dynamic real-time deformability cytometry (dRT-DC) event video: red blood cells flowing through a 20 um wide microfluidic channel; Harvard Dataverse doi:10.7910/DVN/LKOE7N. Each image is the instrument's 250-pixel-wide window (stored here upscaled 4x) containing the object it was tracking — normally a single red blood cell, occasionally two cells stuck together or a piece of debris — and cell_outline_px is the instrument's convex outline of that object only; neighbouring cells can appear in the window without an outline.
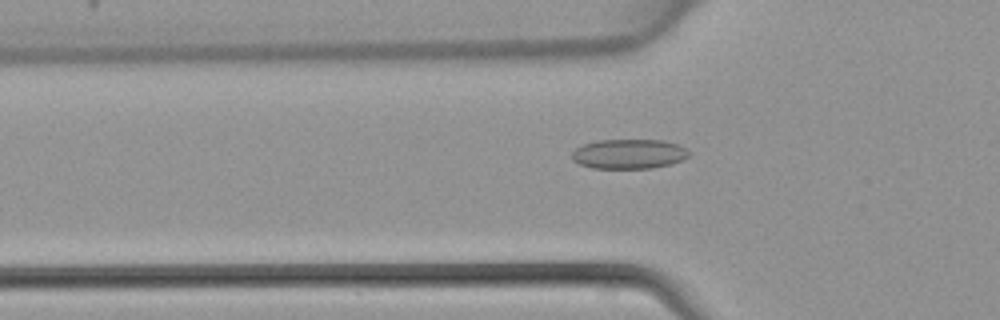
{"species": "common noctule bat (a hibernating species)", "species_latin": "Nyctalus noctula", "temperature_condition": "warm", "stored_images_in_passage": 45, "camera_frame_rate_fps": 3000, "um_per_image_px": 0.085, "animal": {"sex": "female", "body_mass_g": 22.7, "forearm_length_mm": 54.2}, "frame": {"image": 1, "passage_image": 15, "time_ms": 4.667, "image_size_px": [1000, 320], "cell_outline_px": [[692, 152], [684, 160], [672, 164], [652, 168], [592, 168], [580, 164], [572, 160], [572, 152], [576, 148], [584, 144], [596, 140], [664, 140], [688, 148]], "centroid_in_image_um": [53.5, 13.08], "position_along_channel_um": 72.3, "area_um2": 20.46}}
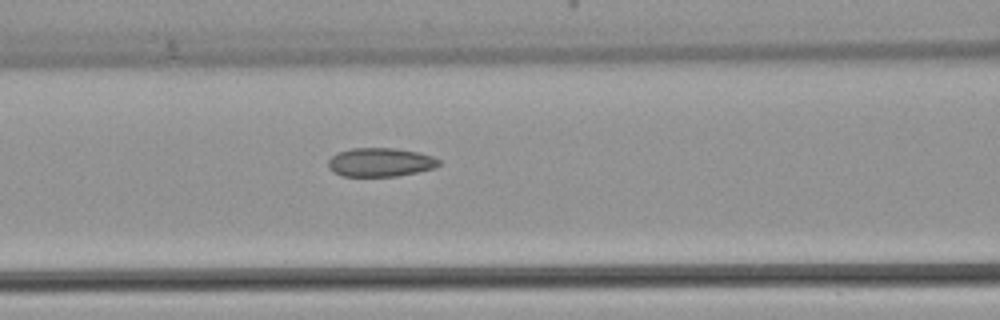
{"frame": {"image": 2, "passage_image": 19, "time_ms": 6.0, "image_size_px": [1000, 320], "cell_outline_px": [[440, 164], [436, 168], [396, 176], [344, 176], [332, 172], [328, 168], [328, 160], [336, 152], [352, 148], [392, 148], [420, 152], [432, 156], [440, 160]], "centroid_in_image_um": [32.31, 13.79], "position_along_channel_um": 134.3, "area_um2": 18.67}}
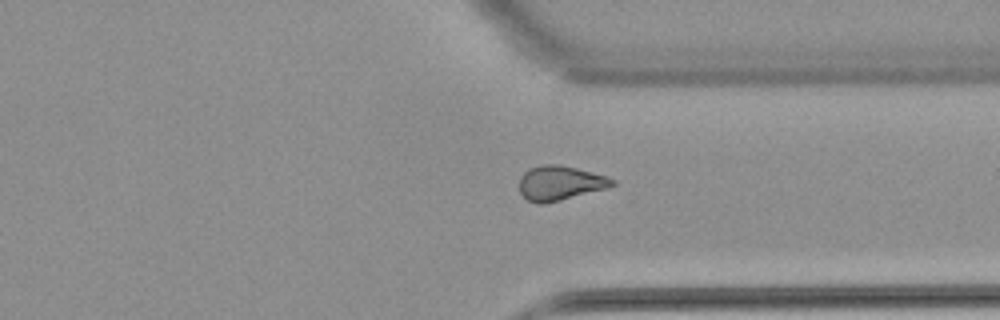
{"frame": {"image": 3, "passage_image": 34, "time_ms": 11.0, "image_size_px": [1000, 320], "cell_outline_px": [[616, 184], [608, 188], [544, 204], [540, 204], [528, 200], [520, 192], [520, 176], [524, 172], [532, 168], [544, 164], [560, 164], [576, 168], [604, 176], [616, 180]], "centroid_in_image_um": [47.61, 15.56], "position_along_channel_um": 363.8, "area_um2": 18.5}}